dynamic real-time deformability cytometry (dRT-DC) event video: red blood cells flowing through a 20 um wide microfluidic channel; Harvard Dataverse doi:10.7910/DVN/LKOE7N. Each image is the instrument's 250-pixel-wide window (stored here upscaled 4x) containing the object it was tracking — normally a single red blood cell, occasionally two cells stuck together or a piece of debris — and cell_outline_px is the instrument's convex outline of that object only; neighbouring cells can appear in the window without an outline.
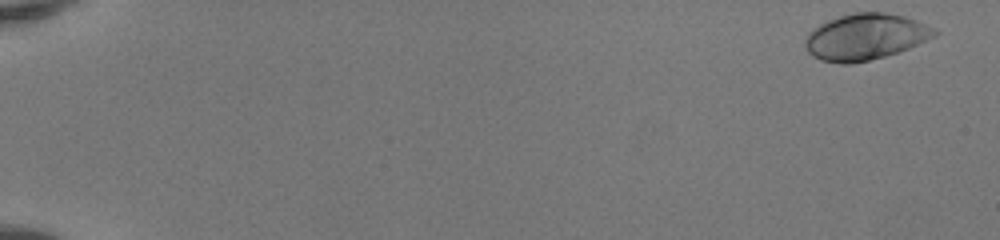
{"species": "human", "species_latin": "Homo sapiens", "temperature_condition": "room temperature", "stored_images_in_passage": 50, "camera_frame_rate_fps": 3000, "um_per_image_px": 0.085, "donor": {"sex": "female"}, "frame": {"image": 1, "passage_image": 1, "time_ms": 0.0, "image_size_px": [1000, 240], "cell_outline_px": [[940, 32], [908, 48], [884, 56], [852, 64], [840, 64], [820, 60], [812, 56], [808, 52], [804, 44], [804, 40], [808, 32], [812, 28], [828, 20], [840, 16], [856, 12], [884, 12], [904, 16], [916, 20]], "centroid_in_image_um": [73.48, 3.13], "position_along_channel_um": 11.5, "area_um2": 34.56}}
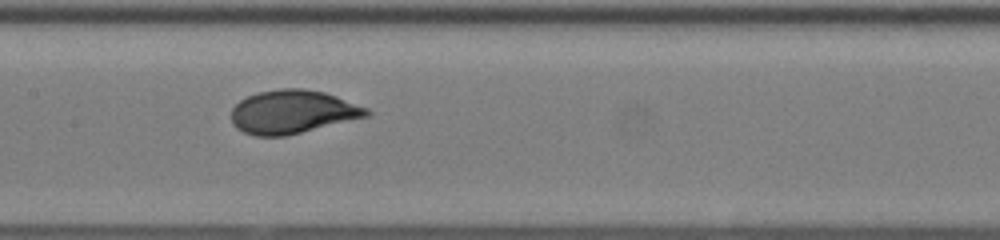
{"frame": {"image": 2, "passage_image": 27, "time_ms": 8.667, "image_size_px": [1000, 240], "cell_outline_px": [[372, 112], [368, 116], [284, 136], [256, 136], [244, 132], [236, 128], [232, 124], [232, 108], [240, 100], [248, 96], [260, 92], [280, 88], [300, 88], [324, 92], [336, 96], [368, 108]], "centroid_in_image_um": [24.86, 9.5], "position_along_channel_um": 182.5, "area_um2": 33.99}}
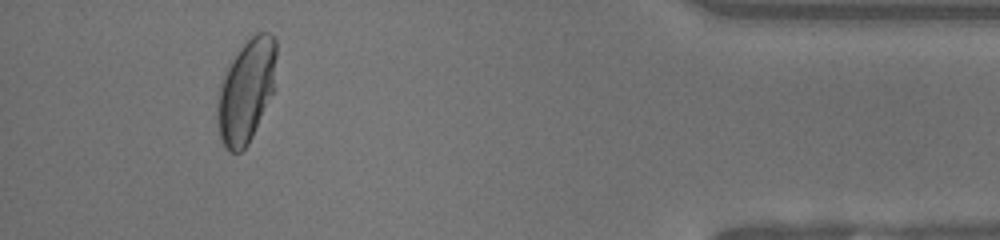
{"frame": {"image": 3, "passage_image": 47, "time_ms": 15.333, "image_size_px": [1000, 240], "cell_outline_px": [[276, 88], [248, 144], [240, 152], [232, 152], [224, 148], [220, 140], [216, 120], [216, 108], [220, 80], [228, 64], [236, 52], [256, 32], [268, 32], [276, 40]], "centroid_in_image_um": [20.92, 7.73], "position_along_channel_um": 414.3, "area_um2": 36.24}, "authors_computed_cell_mechanics": {"area_um2": 33.6974, "velocity_mm_per_s": 4.1529, "shape_relaxation_time_tau1_ms": 3.3935, "shape_relaxation_time_tau2_ms": null, "deformation_change_tau1": 0.1705, "deformation_change_tau2": null}}